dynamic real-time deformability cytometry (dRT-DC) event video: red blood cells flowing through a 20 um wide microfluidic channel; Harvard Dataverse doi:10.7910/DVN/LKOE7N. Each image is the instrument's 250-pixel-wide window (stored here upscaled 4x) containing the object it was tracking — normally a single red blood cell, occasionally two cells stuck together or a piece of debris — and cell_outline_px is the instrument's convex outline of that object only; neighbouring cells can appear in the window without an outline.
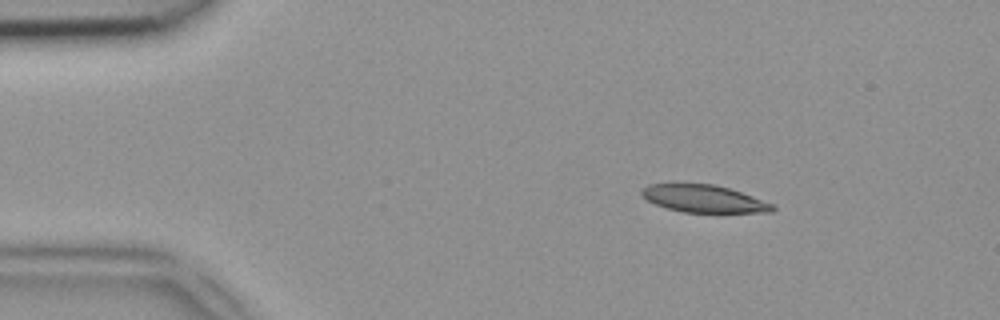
{"species": "common noctule bat (a hibernating species)", "species_latin": "Nyctalus noctula", "temperature_condition": "room temperature", "stored_images_in_passage": 42, "camera_frame_rate_fps": 3000, "um_per_image_px": 0.085, "animal": {"sex": "female", "body_mass_g": 18.4}, "frame": {"image": 1, "passage_image": 1, "time_ms": 0.0, "image_size_px": [1000, 320], "cell_outline_px": [[776, 208], [772, 212], [684, 212], [668, 208], [656, 204], [648, 200], [640, 192], [648, 184], [672, 180], [712, 184], [728, 188], [776, 204]], "centroid_in_image_um": [59.78, 16.83], "position_along_channel_um": 25.2, "area_um2": 21.5}}
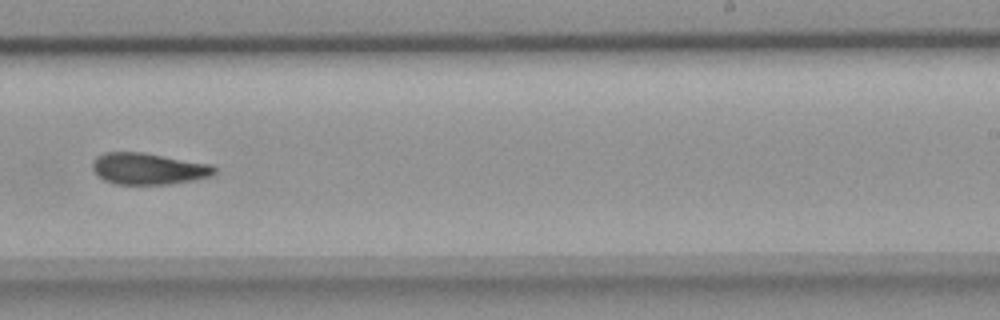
{"frame": {"image": 2, "passage_image": 24, "time_ms": 7.667, "image_size_px": [1000, 320], "cell_outline_px": [[216, 172], [212, 176], [196, 180], [168, 184], [116, 184], [104, 180], [96, 176], [92, 168], [92, 160], [96, 156], [104, 152], [144, 152], [212, 164], [216, 168]], "centroid_in_image_um": [12.61, 14.33], "position_along_channel_um": 276.4, "area_um2": 22.77}}
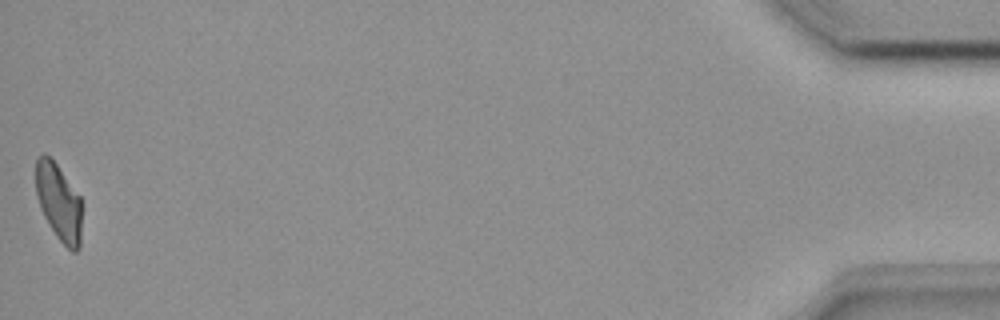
{"frame": {"image": 3, "passage_image": 42, "time_ms": 13.667, "image_size_px": [1000, 320], "cell_outline_px": [[80, 248], [76, 252], [72, 252], [56, 236], [48, 224], [40, 208], [36, 196], [36, 160], [44, 152], [56, 164], [80, 196]], "centroid_in_image_um": [4.97, 17.2], "position_along_channel_um": 430.2, "area_um2": 20.4}}